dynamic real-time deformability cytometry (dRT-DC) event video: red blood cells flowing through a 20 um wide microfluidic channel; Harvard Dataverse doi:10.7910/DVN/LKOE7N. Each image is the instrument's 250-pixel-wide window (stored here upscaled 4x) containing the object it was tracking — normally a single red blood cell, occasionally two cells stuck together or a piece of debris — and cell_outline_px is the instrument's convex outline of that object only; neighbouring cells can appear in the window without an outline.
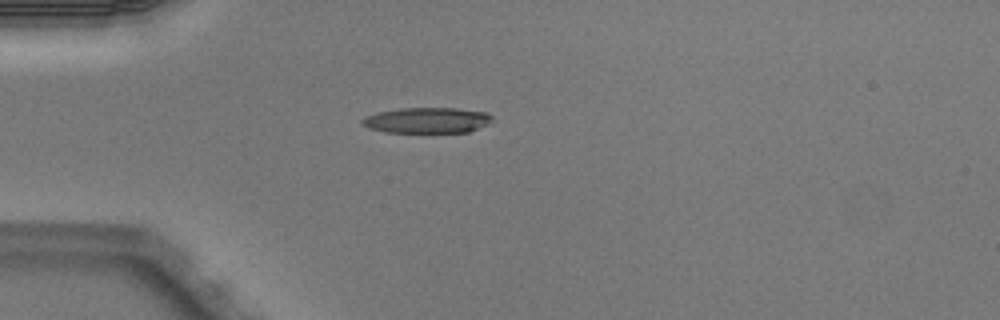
{"species": "Egyptian fruit bat (a non-hibernating species)", "species_latin": "Rousettus aegyptiacus", "temperature_condition": "warm", "stored_images_in_passage": 4, "camera_frame_rate_fps": 3000, "um_per_image_px": 0.085, "animal": {"sex": "male"}, "frame": {"image": 1, "passage_image": 4, "time_ms": 1.0, "image_size_px": [1000, 320], "cell_outline_px": [[492, 120], [488, 124], [468, 132], [384, 132], [368, 128], [360, 124], [360, 120], [364, 116], [376, 112], [400, 108], [456, 108], [488, 112], [492, 116]], "centroid_in_image_um": [36.26, 10.22], "position_along_channel_um": 48.7, "area_um2": 19.65}}